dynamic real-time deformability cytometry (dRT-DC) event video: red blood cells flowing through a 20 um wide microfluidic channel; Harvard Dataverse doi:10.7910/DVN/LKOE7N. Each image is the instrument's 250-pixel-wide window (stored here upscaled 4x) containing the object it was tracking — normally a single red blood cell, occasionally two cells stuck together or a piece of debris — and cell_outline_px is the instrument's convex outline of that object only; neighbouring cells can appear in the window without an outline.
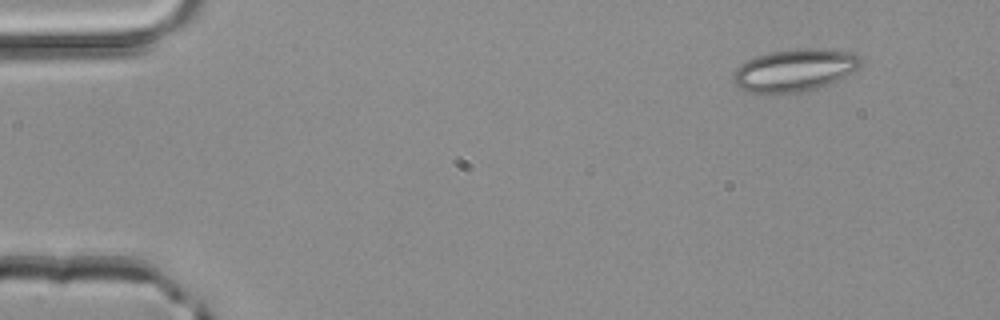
{"species": "common noctule bat (a hibernating species)", "species_latin": "Nyctalus noctula", "temperature_condition": "room temperature", "stored_images_in_passage": 10, "camera_frame_rate_fps": 3000, "um_per_image_px": 0.085, "animal": {"sex": "male", "body_mass_g": 20.4}, "frame": {"image": 1, "passage_image": 1, "time_ms": 0.0, "image_size_px": [1000, 320], "cell_outline_px": [[864, 60], [856, 68], [844, 76], [828, 84], [816, 88], [800, 92], [768, 96], [744, 92], [732, 80], [732, 76], [736, 68], [740, 64], [756, 56], [772, 52], [796, 48], [816, 48], [852, 52]], "centroid_in_image_um": [67.46, 6.0], "position_along_channel_um": 17.5, "area_um2": 31.91}}